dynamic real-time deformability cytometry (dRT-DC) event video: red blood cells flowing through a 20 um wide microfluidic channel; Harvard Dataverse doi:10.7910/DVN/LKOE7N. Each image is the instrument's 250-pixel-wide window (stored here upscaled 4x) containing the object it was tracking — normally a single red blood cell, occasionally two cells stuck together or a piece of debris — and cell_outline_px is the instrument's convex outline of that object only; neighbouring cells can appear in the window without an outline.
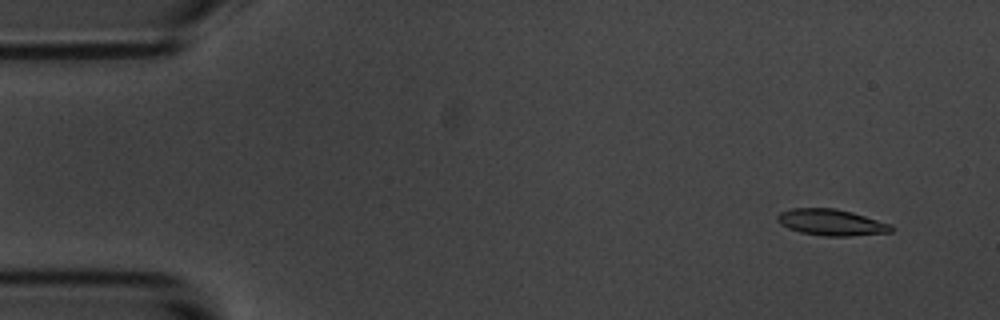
{"species": "common noctule bat (a hibernating species)", "species_latin": "Nyctalus noctula", "temperature_condition": "room temperature", "stored_images_in_passage": 55, "camera_frame_rate_fps": 3000, "um_per_image_px": 0.085, "animal": {"sex": "male", "body_mass_g": 20.1, "forearm_length_mm": 53.5}, "frame": {"image": 1, "passage_image": 4, "time_ms": 1.0, "image_size_px": [1000, 320], "cell_outline_px": [[896, 228], [892, 232], [848, 236], [824, 236], [800, 232], [788, 228], [780, 224], [776, 220], [776, 216], [780, 212], [792, 208], [836, 208], [852, 212], [892, 224]], "centroid_in_image_um": [70.67, 18.9], "position_along_channel_um": 14.3, "area_um2": 17.63}}
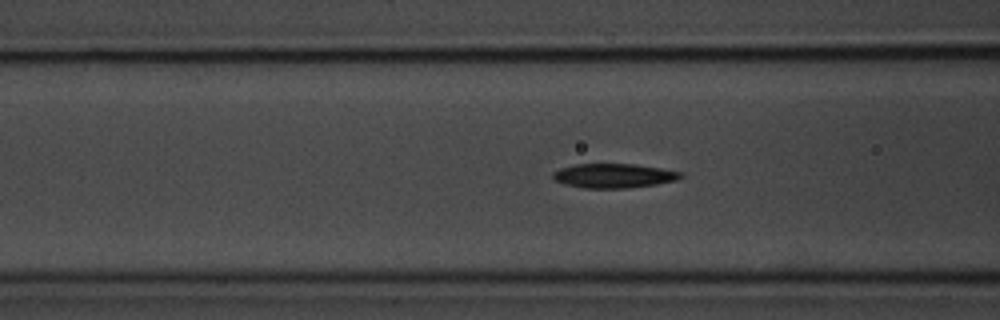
{"frame": {"image": 2, "passage_image": 21, "time_ms": 6.667, "image_size_px": [1000, 320], "cell_outline_px": [[684, 176], [676, 180], [656, 184], [624, 188], [584, 188], [564, 184], [552, 180], [552, 172], [560, 168], [576, 164], [636, 164], [660, 168], [680, 172]], "centroid_in_image_um": [52.11, 14.93], "position_along_channel_um": 114.5, "area_um2": 18.09}}
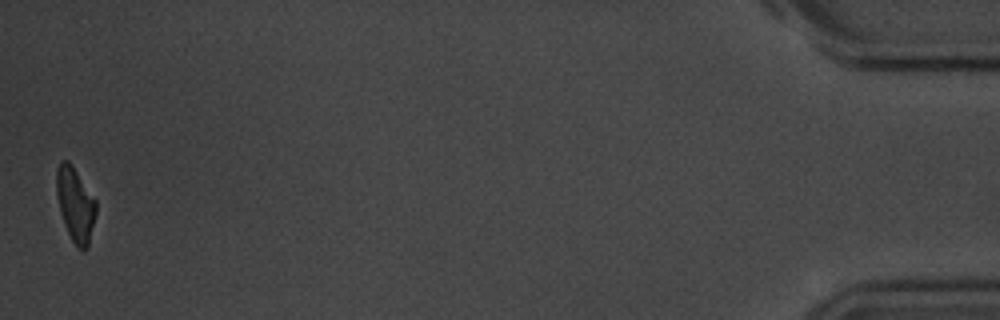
{"frame": {"image": 3, "passage_image": 55, "time_ms": 18.0, "image_size_px": [1000, 320], "cell_outline_px": [[96, 212], [88, 248], [84, 252], [76, 248], [64, 224], [60, 212], [56, 192], [56, 168], [60, 160], [68, 160], [96, 200]], "centroid_in_image_um": [6.39, 17.41], "position_along_channel_um": 428.8, "area_um2": 17.17}, "authors_computed_cell_mechanics": {"area_um2": 17.8602, "velocity_mm_per_s": 3.5978, "shape_relaxation_time_tau1_ms": 2.4792, "shape_relaxation_time_tau2_ms": 6.2577, "deformation_change_tau1": 0.1624, "deformation_change_tau2": 0.1525}}